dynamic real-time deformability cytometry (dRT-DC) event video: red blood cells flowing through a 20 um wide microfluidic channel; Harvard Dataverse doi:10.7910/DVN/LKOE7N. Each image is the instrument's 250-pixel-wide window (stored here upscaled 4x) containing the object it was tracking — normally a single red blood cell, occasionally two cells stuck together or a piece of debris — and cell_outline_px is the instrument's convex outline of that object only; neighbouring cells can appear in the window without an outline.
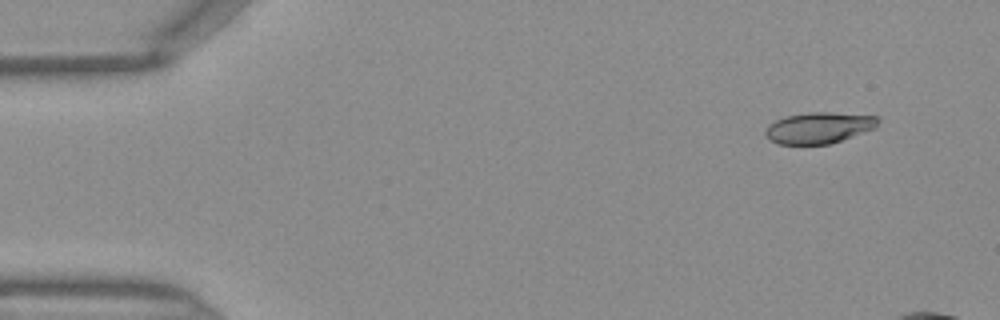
{"species": "Egyptian fruit bat (a non-hibernating species)", "species_latin": "Rousettus aegyptiacus", "temperature_condition": "warm", "stored_images_in_passage": 9, "camera_frame_rate_fps": 3000, "um_per_image_px": 0.085, "frame": {"image": 1, "passage_image": 1, "time_ms": 0.0, "image_size_px": [1000, 320], "cell_outline_px": [[880, 120], [876, 128], [828, 144], [776, 144], [764, 136], [764, 128], [768, 124], [784, 116], [808, 112], [832, 112], [876, 116]], "centroid_in_image_um": [69.55, 10.85], "position_along_channel_um": 15.4, "area_um2": 20.63}}